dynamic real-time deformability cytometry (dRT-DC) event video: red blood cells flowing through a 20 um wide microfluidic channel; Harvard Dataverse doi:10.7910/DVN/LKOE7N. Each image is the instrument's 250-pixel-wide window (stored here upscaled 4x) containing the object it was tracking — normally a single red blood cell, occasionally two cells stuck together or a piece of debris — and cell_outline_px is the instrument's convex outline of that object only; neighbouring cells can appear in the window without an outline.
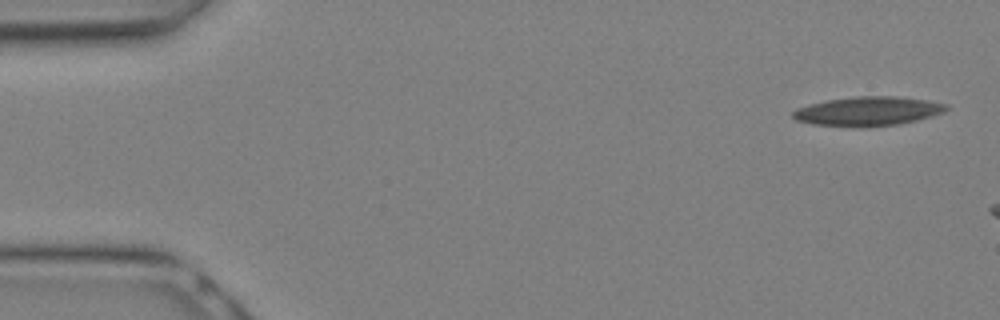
{"species": "Egyptian fruit bat (a non-hibernating species)", "species_latin": "Rousettus aegyptiacus", "temperature_condition": "warm", "stored_images_in_passage": 5, "camera_frame_rate_fps": 3000, "um_per_image_px": 0.085, "animal": {"sex": "female"}, "frame": {"image": 1, "passage_image": 1, "time_ms": 0.0, "image_size_px": [1000, 320], "cell_outline_px": [[948, 108], [944, 112], [932, 116], [916, 120], [896, 124], [868, 128], [856, 128], [812, 124], [796, 120], [792, 116], [792, 112], [796, 108], [828, 100], [856, 96], [896, 96], [928, 100], [948, 104]], "centroid_in_image_um": [73.78, 9.47], "position_along_channel_um": 11.2, "area_um2": 26.3}}